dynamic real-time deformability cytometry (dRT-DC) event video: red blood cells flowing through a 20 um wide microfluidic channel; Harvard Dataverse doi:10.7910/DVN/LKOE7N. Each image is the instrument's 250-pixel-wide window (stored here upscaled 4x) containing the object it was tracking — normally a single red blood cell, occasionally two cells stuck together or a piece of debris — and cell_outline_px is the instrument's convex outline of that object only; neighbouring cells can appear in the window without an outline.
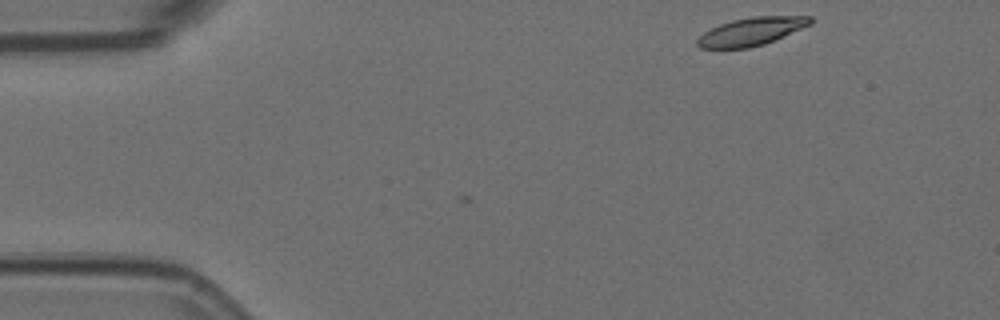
{"species": "Egyptian fruit bat (a non-hibernating species)", "species_latin": "Rousettus aegyptiacus", "temperature_condition": "room temperature", "stored_images_in_passage": 4, "camera_frame_rate_fps": 3000, "um_per_image_px": 0.085, "animal": {"sex": "female"}, "frame": {"image": 1, "passage_image": 1, "time_ms": 0.0, "image_size_px": [1000, 320], "cell_outline_px": [[812, 24], [764, 44], [748, 48], [700, 48], [696, 44], [696, 40], [704, 32], [720, 24], [732, 20], [752, 16], [812, 16]], "centroid_in_image_um": [63.86, 2.67], "position_along_channel_um": 21.1, "area_um2": 18.32}}